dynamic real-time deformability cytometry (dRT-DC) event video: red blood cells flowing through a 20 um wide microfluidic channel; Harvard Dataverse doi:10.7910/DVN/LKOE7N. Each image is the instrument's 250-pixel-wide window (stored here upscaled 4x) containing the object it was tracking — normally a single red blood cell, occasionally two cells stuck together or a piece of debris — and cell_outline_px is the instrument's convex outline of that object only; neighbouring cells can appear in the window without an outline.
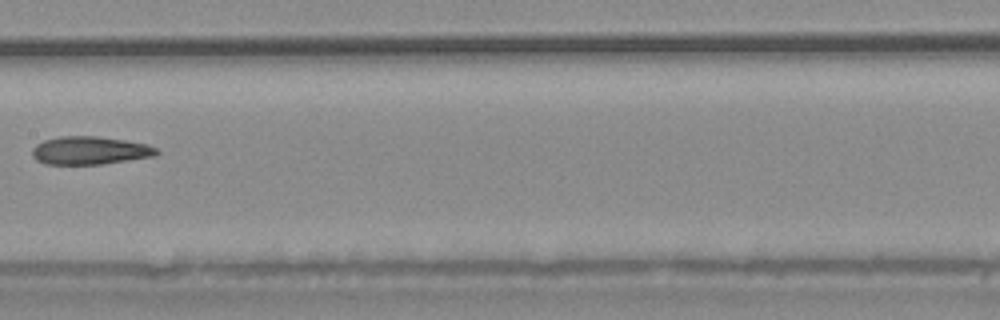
{"species": "common noctule bat (a hibernating species)", "species_latin": "Nyctalus noctula", "temperature_condition": "warm", "stored_images_in_passage": 8, "camera_frame_rate_fps": 3000, "um_per_image_px": 0.085, "animal": {"sex": "male", "body_mass_g": 20.4}, "frame": {"image": 1, "passage_image": 7, "time_ms": 2.0, "image_size_px": [1000, 320], "cell_outline_px": [[160, 152], [156, 156], [104, 164], [44, 164], [36, 160], [32, 156], [32, 148], [36, 144], [44, 140], [60, 136], [96, 136], [124, 140], [148, 144], [156, 148]], "centroid_in_image_um": [7.64, 12.79], "position_along_channel_um": 199.8, "area_um2": 20.52}}